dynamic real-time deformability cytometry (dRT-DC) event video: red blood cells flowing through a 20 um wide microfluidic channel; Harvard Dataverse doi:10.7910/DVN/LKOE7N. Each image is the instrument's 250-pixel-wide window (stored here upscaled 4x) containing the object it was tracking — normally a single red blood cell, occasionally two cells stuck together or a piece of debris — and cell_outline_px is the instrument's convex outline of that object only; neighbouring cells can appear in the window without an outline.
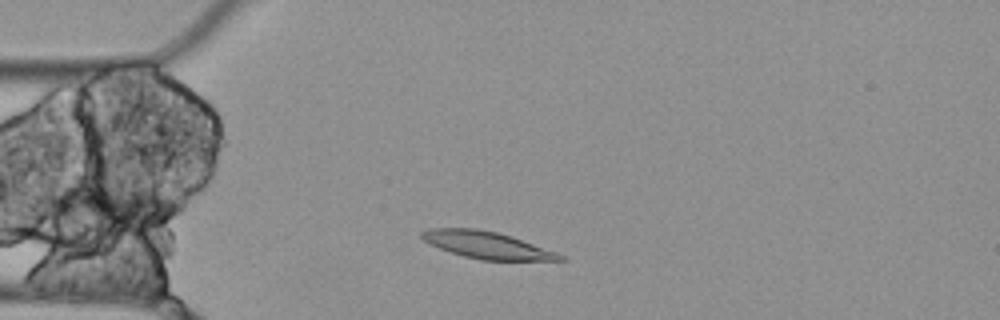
{"species": "Egyptian fruit bat (a non-hibernating species)", "species_latin": "Rousettus aegyptiacus", "temperature_condition": "cold", "stored_images_in_passage": 13, "camera_frame_rate_fps": 3000, "um_per_image_px": 0.085, "animal": {"sex": "female"}, "frame": {"image": 1, "passage_image": 2, "time_ms": 0.333, "image_size_px": [1000, 320], "cell_outline_px": [[568, 260], [480, 260], [464, 256], [428, 244], [420, 236], [420, 232], [428, 228], [476, 228], [496, 232], [512, 236], [556, 252], [564, 256]], "centroid_in_image_um": [41.36, 20.82], "position_along_channel_um": 43.6, "area_um2": 21.68}}
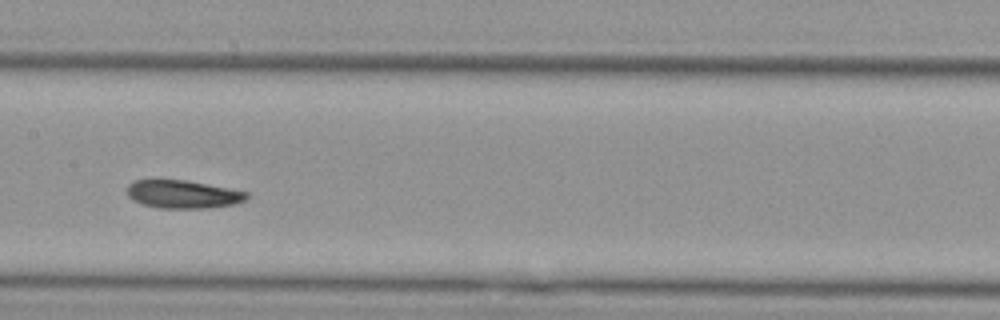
{"frame": {"image": 2, "passage_image": 6, "time_ms": 1.667, "image_size_px": [1000, 320], "cell_outline_px": [[248, 196], [244, 200], [236, 204], [208, 208], [156, 208], [132, 200], [128, 196], [128, 184], [132, 180], [188, 180], [248, 192]], "centroid_in_image_um": [15.54, 16.51], "position_along_channel_um": 191.9, "area_um2": 19.59}}
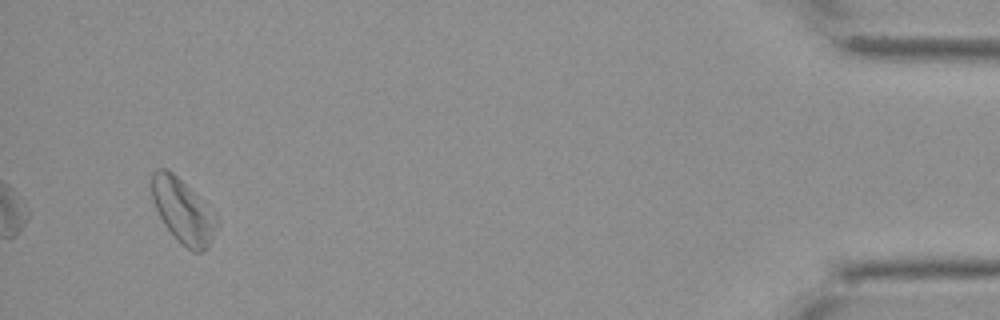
{"frame": {"image": 3, "passage_image": 12, "time_ms": 3.667, "image_size_px": [1000, 320], "cell_outline_px": [[220, 224], [208, 248], [204, 252], [192, 252], [176, 240], [164, 224], [152, 200], [152, 172], [156, 168], [168, 168], [212, 208], [220, 220]], "centroid_in_image_um": [15.6, 17.96], "position_along_channel_um": 419.6, "area_um2": 24.85}}